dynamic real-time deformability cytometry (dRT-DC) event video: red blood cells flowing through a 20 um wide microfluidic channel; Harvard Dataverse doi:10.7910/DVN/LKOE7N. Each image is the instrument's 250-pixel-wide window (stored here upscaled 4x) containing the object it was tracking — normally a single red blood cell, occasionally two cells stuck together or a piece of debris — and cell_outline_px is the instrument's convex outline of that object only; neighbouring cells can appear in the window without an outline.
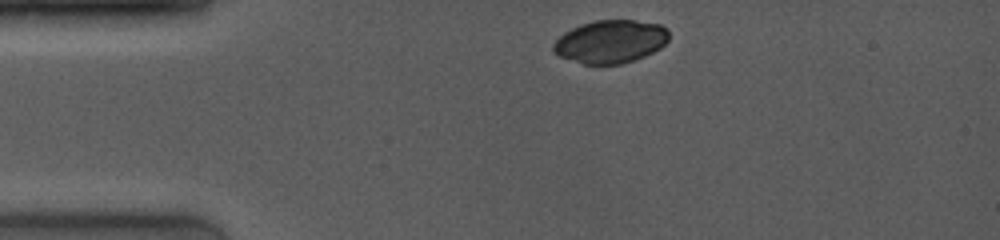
{"species": "common noctule bat (a hibernating species)", "species_latin": "Nyctalus noctula", "temperature_condition": "room temperature", "stored_images_in_passage": 3, "camera_frame_rate_fps": 4000, "um_per_image_px": 0.085, "animal": {"sex": "female", "body_mass_g": 19.0, "forearm_length_mm": 53.3}, "frame": {"image": 1, "passage_image": 1, "time_ms": 0.0, "image_size_px": [1000, 240], "cell_outline_px": [[668, 40], [660, 48], [644, 56], [620, 64], [584, 64], [560, 56], [552, 52], [552, 44], [564, 32], [580, 24], [596, 20], [632, 20], [660, 24], [668, 28]], "centroid_in_image_um": [51.88, 3.52], "position_along_channel_um": 33.1, "area_um2": 28.9}}